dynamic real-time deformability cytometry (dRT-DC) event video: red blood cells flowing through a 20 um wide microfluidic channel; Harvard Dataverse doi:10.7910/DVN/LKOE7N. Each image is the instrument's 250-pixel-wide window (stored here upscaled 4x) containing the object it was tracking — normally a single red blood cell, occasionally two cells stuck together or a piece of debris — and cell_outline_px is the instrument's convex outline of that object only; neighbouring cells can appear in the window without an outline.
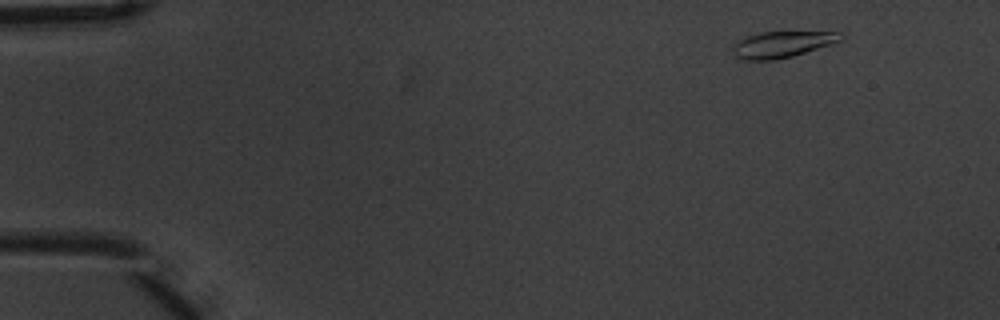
{"species": "common noctule bat (a hibernating species)", "species_latin": "Nyctalus noctula", "temperature_condition": "warm", "stored_images_in_passage": 4, "camera_frame_rate_fps": 3000, "um_per_image_px": 0.085, "animal": {"sex": "male", "body_mass_g": 20.1, "forearm_length_mm": 53.5}, "frame": {"image": 1, "passage_image": 1, "time_ms": 0.0, "image_size_px": [1000, 320], "cell_outline_px": [[844, 40], [792, 56], [776, 60], [744, 60], [736, 56], [732, 48], [740, 40], [748, 36], [760, 32], [844, 32]], "centroid_in_image_um": [66.54, 3.77], "position_along_channel_um": 18.5, "area_um2": 16.36}}